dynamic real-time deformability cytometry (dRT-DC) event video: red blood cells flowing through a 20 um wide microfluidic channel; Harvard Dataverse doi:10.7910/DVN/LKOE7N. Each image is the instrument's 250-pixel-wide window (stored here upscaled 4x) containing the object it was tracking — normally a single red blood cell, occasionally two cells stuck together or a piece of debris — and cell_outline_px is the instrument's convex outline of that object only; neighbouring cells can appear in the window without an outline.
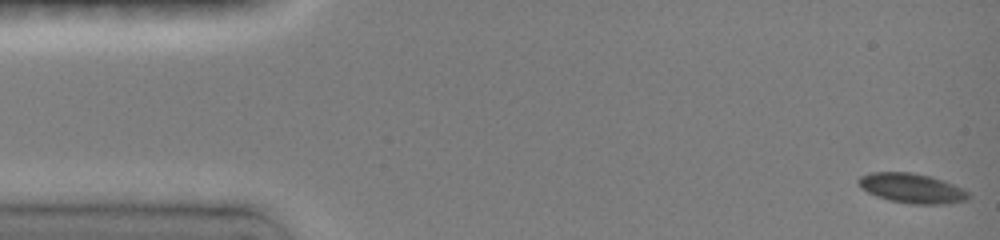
{"species": "common noctule bat (a hibernating species)", "species_latin": "Nyctalus noctula", "temperature_condition": "room temperature", "stored_images_in_passage": 48, "camera_frame_rate_fps": 3000, "um_per_image_px": 0.085, "animal": {"sex": "female", "body_mass_g": 19.0, "forearm_length_mm": 51.5}, "frame": {"image": 1, "passage_image": 1, "time_ms": 0.0, "image_size_px": [1000, 240], "cell_outline_px": [[972, 196], [968, 200], [948, 204], [912, 204], [888, 200], [876, 196], [860, 188], [856, 180], [860, 176], [872, 172], [912, 172], [932, 176], [944, 180], [964, 188]], "centroid_in_image_um": [77.54, 16.0], "position_along_channel_um": 7.5, "area_um2": 19.48}}
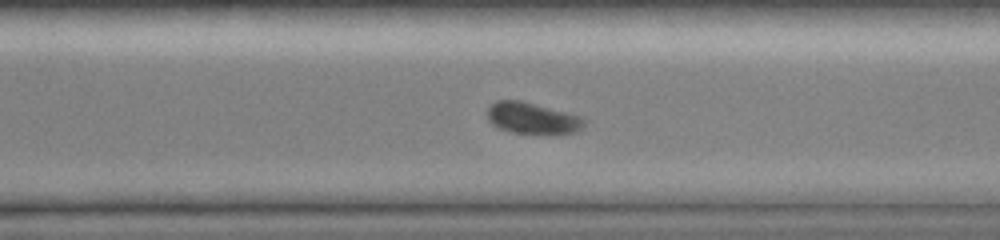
{"frame": {"image": 2, "passage_image": 34, "time_ms": 11.0, "image_size_px": [1000, 240], "cell_outline_px": [[584, 124], [576, 132], [512, 132], [496, 128], [488, 120], [488, 108], [496, 100], [520, 100], [580, 116], [584, 120]], "centroid_in_image_um": [45.17, 10.02], "position_along_channel_um": 325.4, "area_um2": 17.05}}
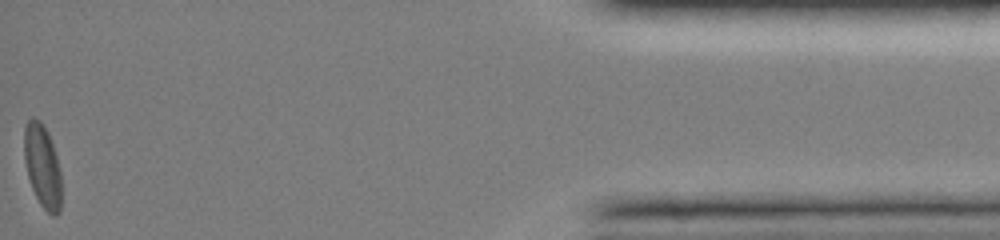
{"frame": {"image": 3, "passage_image": 48, "time_ms": 15.667, "image_size_px": [1000, 240], "cell_outline_px": [[60, 212], [56, 216], [52, 216], [40, 204], [32, 188], [28, 176], [24, 160], [24, 128], [28, 120], [32, 116], [40, 120], [44, 124], [48, 132], [56, 156], [60, 172]], "centroid_in_image_um": [3.59, 14.08], "position_along_channel_um": 431.6, "area_um2": 17.98}, "authors_computed_cell_mechanics": {"area_um2": 18.785, "velocity_mm_per_s": 3.9948, "shape_relaxation_time_tau1_ms": 6.0009, "shape_relaxation_time_tau2_ms": null, "deformation_change_tau1": 0.1494, "deformation_change_tau2": null}}